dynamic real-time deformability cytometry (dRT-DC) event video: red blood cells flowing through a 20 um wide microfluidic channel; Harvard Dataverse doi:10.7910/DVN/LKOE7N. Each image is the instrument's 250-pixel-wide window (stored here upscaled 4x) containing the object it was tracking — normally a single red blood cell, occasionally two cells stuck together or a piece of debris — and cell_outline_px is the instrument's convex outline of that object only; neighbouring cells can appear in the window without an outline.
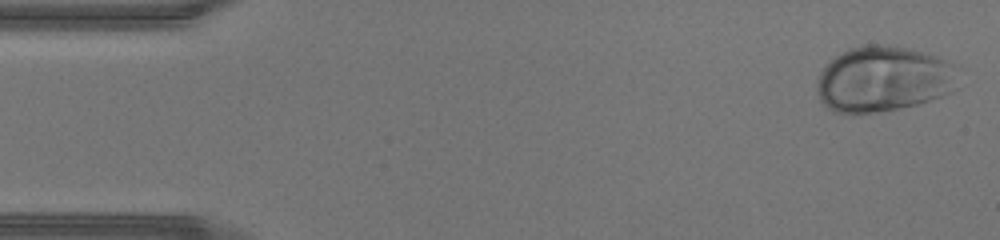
{"species": "human", "species_latin": "Homo sapiens", "temperature_condition": "warm", "stored_images_in_passage": 39, "camera_frame_rate_fps": 3000, "um_per_image_px": 0.085, "donor": {"sex": "male"}, "frame": {"image": 1, "passage_image": 1, "time_ms": 0.0, "image_size_px": [1000, 240], "cell_outline_px": [[956, 88], [952, 92], [920, 104], [900, 108], [852, 116], [832, 112], [820, 100], [816, 92], [816, 84], [820, 72], [836, 56], [852, 48], [864, 44], [880, 44], [904, 48], [924, 52], [936, 56], [944, 60], [948, 64]], "centroid_in_image_um": [74.98, 6.77], "position_along_channel_um": 10.0, "area_um2": 53.7}}
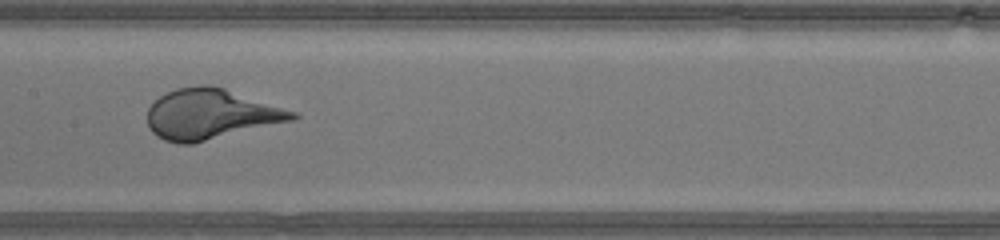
{"frame": {"image": 2, "passage_image": 21, "time_ms": 6.667, "image_size_px": [1000, 240], "cell_outline_px": [[300, 116], [292, 120], [192, 144], [180, 144], [164, 140], [156, 136], [152, 132], [148, 124], [148, 108], [160, 96], [176, 88], [200, 84], [208, 84], [224, 88], [296, 112]], "centroid_in_image_um": [17.87, 9.7], "position_along_channel_um": 189.5, "area_um2": 42.14}}
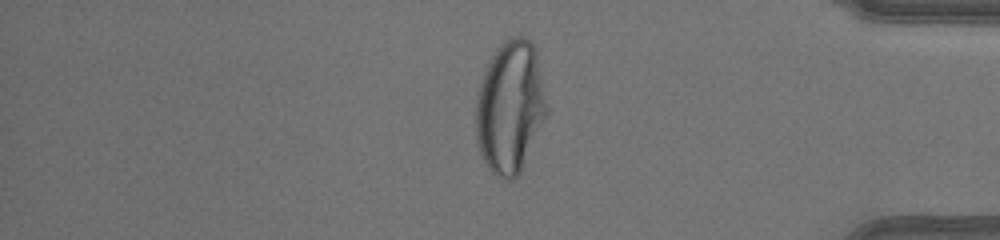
{"frame": {"image": 3, "passage_image": 36, "time_ms": 11.667, "image_size_px": [1000, 240], "cell_outline_px": [[548, 116], [520, 172], [512, 180], [500, 180], [488, 168], [476, 144], [476, 96], [488, 60], [496, 48], [504, 40], [512, 36], [524, 36], [532, 40], [536, 48], [548, 108]], "centroid_in_image_um": [43.38, 9.09], "position_along_channel_um": 391.8, "area_um2": 55.55}}